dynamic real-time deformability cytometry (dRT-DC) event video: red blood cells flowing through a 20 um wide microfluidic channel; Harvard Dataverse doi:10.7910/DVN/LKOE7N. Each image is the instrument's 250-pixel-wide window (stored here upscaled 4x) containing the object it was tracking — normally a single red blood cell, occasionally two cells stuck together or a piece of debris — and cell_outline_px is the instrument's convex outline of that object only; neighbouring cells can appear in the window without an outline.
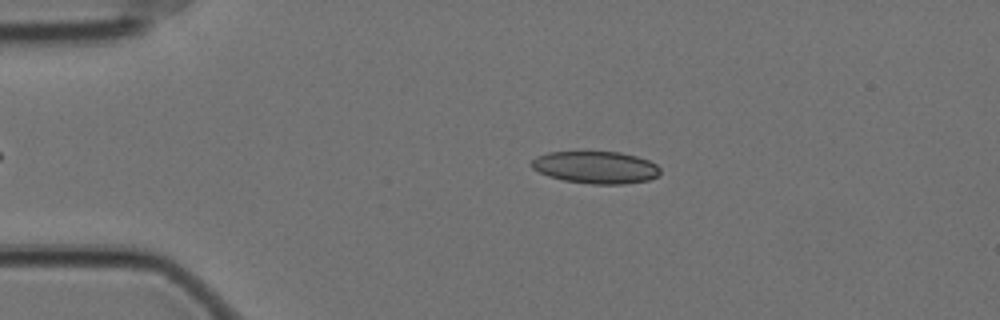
{"species": "Egyptian fruit bat (a non-hibernating species)", "species_latin": "Rousettus aegyptiacus", "temperature_condition": "cold", "stored_images_in_passage": 22, "camera_frame_rate_fps": 3000, "um_per_image_px": 0.085, "animal": {"sex": "female"}, "frame": {"image": 1, "passage_image": 11, "time_ms": 3.333, "image_size_px": [1000, 320], "cell_outline_px": [[660, 172], [656, 176], [648, 180], [624, 184], [592, 184], [564, 180], [548, 176], [532, 168], [528, 164], [536, 156], [548, 152], [620, 152], [636, 156], [648, 160], [656, 164], [660, 168]], "centroid_in_image_um": [50.61, 14.22], "position_along_channel_um": 34.4, "area_um2": 24.16}}
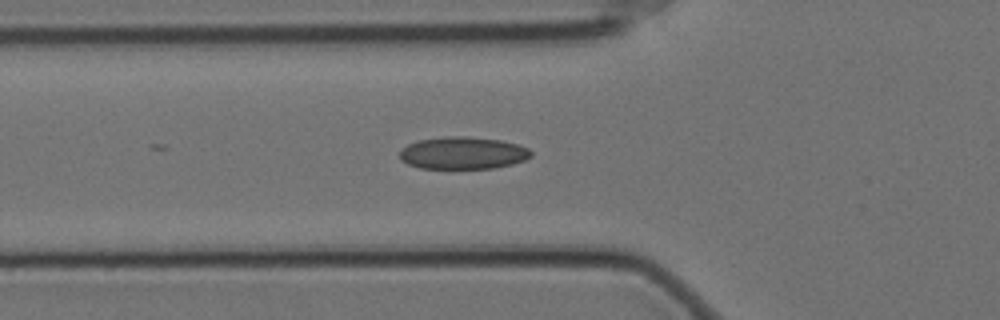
{"frame": {"image": 2, "passage_image": 19, "time_ms": 6.0, "image_size_px": [1000, 320], "cell_outline_px": [[532, 156], [524, 160], [512, 164], [492, 168], [420, 168], [408, 164], [400, 160], [400, 148], [408, 144], [420, 140], [444, 136], [468, 136], [500, 140], [516, 144], [528, 148], [532, 152]], "centroid_in_image_um": [39.33, 13.0], "position_along_channel_um": 86.5, "area_um2": 24.74}}
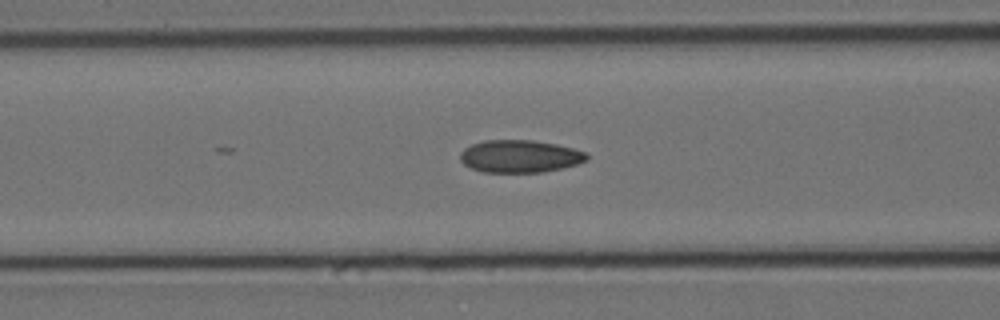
{"frame": {"image": 3, "passage_image": 22, "time_ms": 7.0, "image_size_px": [1000, 320], "cell_outline_px": [[588, 160], [576, 164], [544, 172], [484, 172], [472, 168], [464, 164], [460, 160], [460, 152], [464, 148], [472, 144], [484, 140], [532, 140], [556, 144], [588, 152]], "centroid_in_image_um": [44.19, 13.28], "position_along_channel_um": 122.4, "area_um2": 23.99}}